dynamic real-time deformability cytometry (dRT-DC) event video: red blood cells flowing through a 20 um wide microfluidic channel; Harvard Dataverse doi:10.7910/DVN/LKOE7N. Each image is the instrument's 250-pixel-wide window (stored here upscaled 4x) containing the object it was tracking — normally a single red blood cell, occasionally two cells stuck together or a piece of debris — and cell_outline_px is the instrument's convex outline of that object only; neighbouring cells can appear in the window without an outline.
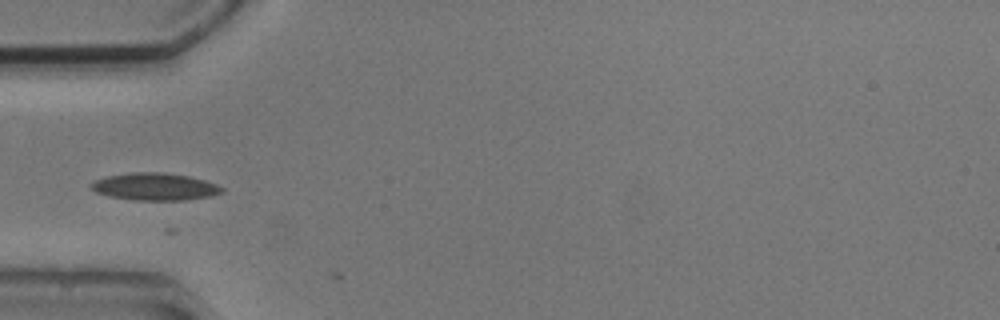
{"species": "common noctule bat (a hibernating species)", "species_latin": "Nyctalus noctula", "temperature_condition": "cold", "stored_images_in_passage": 4, "camera_frame_rate_fps": 3000, "um_per_image_px": 0.085, "animal": {"sex": "male", "body_mass_g": 20.5, "forearm_length_mm": 52.5}, "frame": {"image": 1, "passage_image": 4, "time_ms": 3.667, "image_size_px": [1000, 320], "cell_outline_px": [[224, 192], [212, 196], [188, 200], [136, 200], [108, 196], [96, 192], [88, 184], [96, 180], [108, 176], [132, 172], [164, 172], [188, 176], [204, 180], [216, 184], [224, 188]], "centroid_in_image_um": [13.19, 15.87], "position_along_channel_um": 71.8, "area_um2": 20.87}}